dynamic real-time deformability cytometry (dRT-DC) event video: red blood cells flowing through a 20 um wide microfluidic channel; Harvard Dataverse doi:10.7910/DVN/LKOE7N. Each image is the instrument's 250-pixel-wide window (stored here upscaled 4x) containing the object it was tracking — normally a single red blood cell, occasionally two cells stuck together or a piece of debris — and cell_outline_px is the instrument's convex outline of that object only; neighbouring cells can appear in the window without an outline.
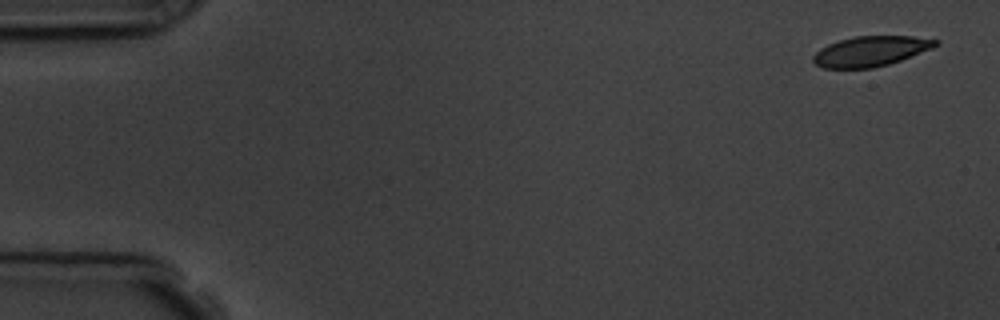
{"species": "common noctule bat (a hibernating species)", "species_latin": "Nyctalus noctula", "temperature_condition": "room temperature", "stored_images_in_passage": 5, "camera_frame_rate_fps": 3000, "um_per_image_px": 0.085, "animal": {"sex": "male", "body_mass_g": 19.5, "forearm_length_mm": 54.6}, "frame": {"image": 1, "passage_image": 1, "time_ms": 0.0, "image_size_px": [1000, 320], "cell_outline_px": [[940, 44], [932, 48], [900, 60], [888, 64], [872, 68], [824, 68], [816, 64], [812, 60], [812, 56], [820, 48], [828, 44], [840, 40], [856, 36], [912, 36], [940, 40]], "centroid_in_image_um": [74.01, 4.35], "position_along_channel_um": 11.0, "area_um2": 21.39}}
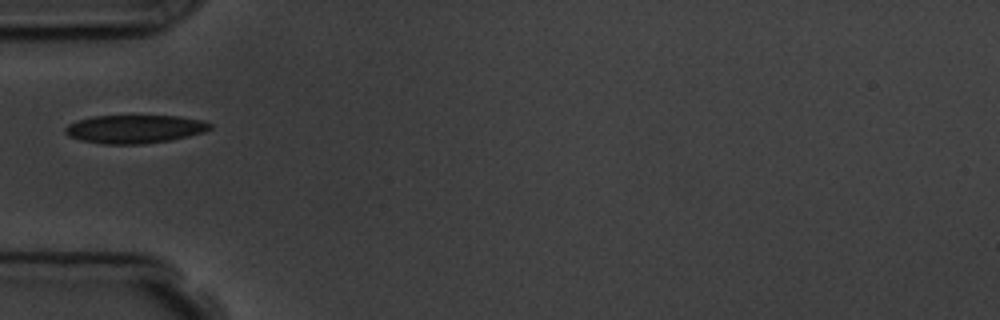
{"frame": {"image": 2, "passage_image": 5, "time_ms": 5.333, "image_size_px": [1000, 320], "cell_outline_px": [[212, 128], [204, 132], [172, 140], [144, 144], [104, 144], [80, 140], [68, 136], [64, 132], [64, 128], [68, 124], [76, 120], [92, 116], [180, 116], [204, 120], [212, 124]], "centroid_in_image_um": [11.45, 10.97], "position_along_channel_um": 73.6, "area_um2": 24.16}}